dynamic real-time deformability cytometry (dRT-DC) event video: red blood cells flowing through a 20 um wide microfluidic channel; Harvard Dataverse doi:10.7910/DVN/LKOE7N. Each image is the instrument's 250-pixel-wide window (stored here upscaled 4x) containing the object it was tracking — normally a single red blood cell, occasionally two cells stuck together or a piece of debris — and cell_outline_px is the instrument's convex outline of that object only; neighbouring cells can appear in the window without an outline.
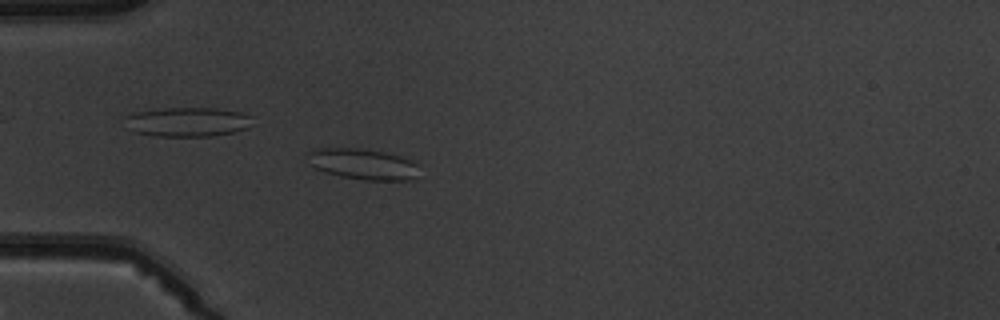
{"species": "common noctule bat (a hibernating species)", "species_latin": "Nyctalus noctula", "temperature_condition": "warm", "stored_images_in_passage": 6, "camera_frame_rate_fps": 3000, "um_per_image_px": 0.085, "animal": {"sex": "male", "body_mass_g": 19.5, "forearm_length_mm": 54.6}, "frame": {"image": 1, "passage_image": 6, "time_ms": 5.667, "image_size_px": [1000, 320], "cell_outline_px": [[420, 164], [416, 180], [364, 180], [340, 176], [324, 172], [308, 164], [304, 152], [312, 148], [356, 148], [384, 152], [400, 156], [412, 160]], "centroid_in_image_um": [30.82, 13.94], "position_along_channel_um": 54.2, "area_um2": 20.63}}